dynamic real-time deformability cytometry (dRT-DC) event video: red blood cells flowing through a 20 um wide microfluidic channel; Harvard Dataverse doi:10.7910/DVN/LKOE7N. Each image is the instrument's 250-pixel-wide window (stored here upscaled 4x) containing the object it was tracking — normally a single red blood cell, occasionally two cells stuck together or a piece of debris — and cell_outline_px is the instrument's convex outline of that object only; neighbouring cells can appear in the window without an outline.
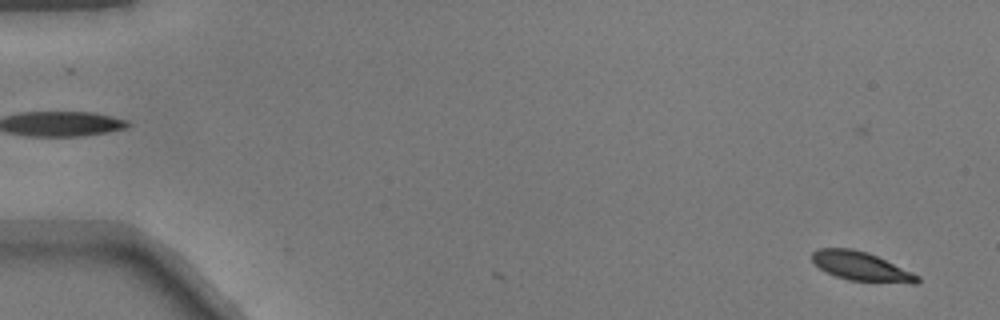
{"species": "common noctule bat (a hibernating species)", "species_latin": "Nyctalus noctula", "temperature_condition": "warm", "stored_images_in_passage": 18, "camera_frame_rate_fps": 3000, "um_per_image_px": 0.085, "animal": {"sex": "male", "body_mass_g": 17.9}, "frame": {"image": 1, "passage_image": 5, "time_ms": 1.333, "image_size_px": [1000, 320], "cell_outline_px": [[920, 280], [916, 284], [912, 284], [848, 280], [824, 272], [812, 260], [812, 252], [816, 248], [852, 248], [868, 252], [912, 272], [920, 276]], "centroid_in_image_um": [73.2, 22.64], "position_along_channel_um": 11.8, "area_um2": 17.92}}